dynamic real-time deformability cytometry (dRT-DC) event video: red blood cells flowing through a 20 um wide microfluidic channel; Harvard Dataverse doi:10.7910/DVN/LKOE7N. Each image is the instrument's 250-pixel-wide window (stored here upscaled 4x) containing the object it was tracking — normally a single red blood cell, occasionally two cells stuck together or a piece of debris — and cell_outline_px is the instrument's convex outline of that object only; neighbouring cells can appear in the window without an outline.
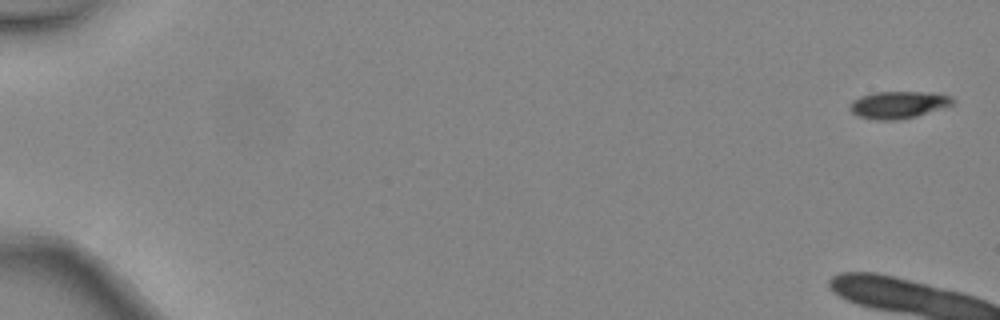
{"species": "common noctule bat (a hibernating species)", "species_latin": "Nyctalus noctula", "temperature_condition": "warm", "stored_images_in_passage": 6, "camera_frame_rate_fps": 3000, "um_per_image_px": 0.085, "animal": {"sex": "female", "body_mass_g": 24.6, "forearm_length_mm": 56.2}, "frame": {"image": 1, "passage_image": 1, "time_ms": 0.0, "image_size_px": [1000, 320], "cell_outline_px": [[956, 104], [916, 116], [900, 120], [876, 120], [856, 116], [848, 108], [848, 104], [852, 100], [860, 96], [872, 92], [932, 92], [952, 96], [956, 100]], "centroid_in_image_um": [76.36, 8.9], "position_along_channel_um": 8.6, "area_um2": 16.7}}
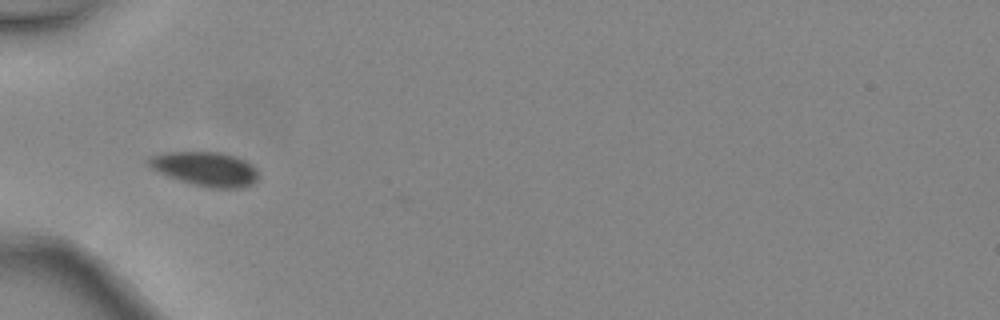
{"frame": {"image": 2, "passage_image": 5, "time_ms": 1.333, "image_size_px": [1000, 320], "cell_outline_px": [[260, 176], [252, 184], [244, 188], [208, 188], [192, 184], [168, 176], [152, 168], [144, 160], [148, 156], [164, 152], [220, 152], [244, 160], [252, 164], [260, 172]], "centroid_in_image_um": [17.47, 14.36], "position_along_channel_um": 67.5, "area_um2": 22.14}}
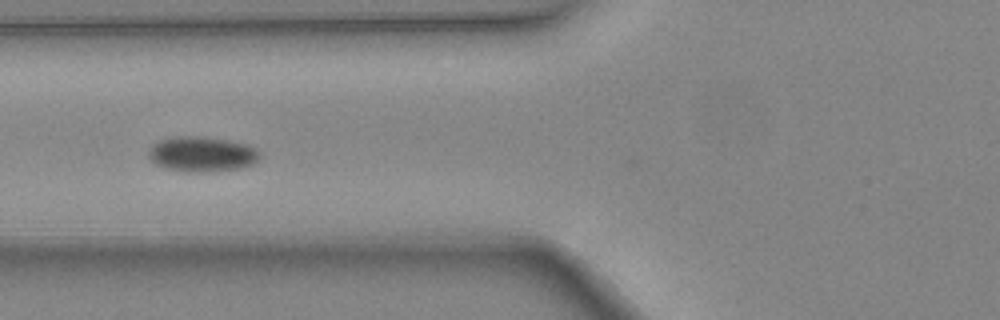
{"frame": {"image": 3, "passage_image": 6, "time_ms": 1.667, "image_size_px": [1000, 320], "cell_outline_px": [[260, 156], [252, 164], [244, 168], [204, 172], [184, 172], [164, 168], [156, 164], [148, 156], [148, 148], [152, 144], [160, 140], [180, 136], [196, 136], [224, 140], [244, 144], [260, 152]], "centroid_in_image_um": [17.11, 13.12], "position_along_channel_um": 108.7, "area_um2": 22.6}}